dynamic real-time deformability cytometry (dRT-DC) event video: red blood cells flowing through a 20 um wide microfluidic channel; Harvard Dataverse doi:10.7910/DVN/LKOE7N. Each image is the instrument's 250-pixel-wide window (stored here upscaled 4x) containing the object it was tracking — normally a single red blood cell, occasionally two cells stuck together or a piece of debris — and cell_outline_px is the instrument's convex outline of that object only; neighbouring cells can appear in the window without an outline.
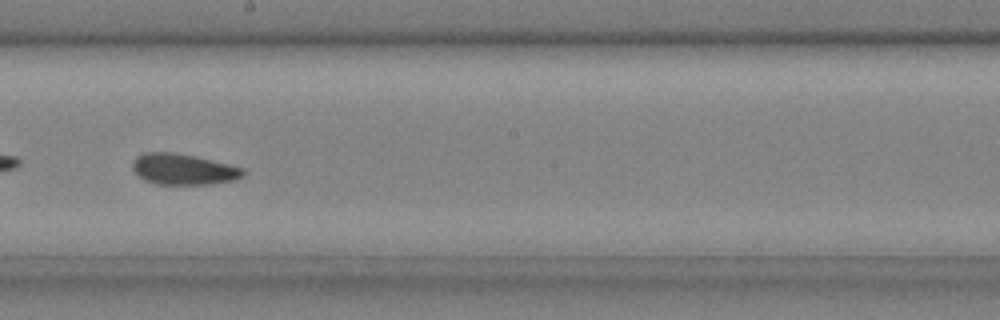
{"species": "common noctule bat (a hibernating species)", "species_latin": "Nyctalus noctula", "temperature_condition": "cold", "stored_images_in_passage": 47, "camera_frame_rate_fps": 3000, "um_per_image_px": 0.085, "animal": {"sex": "male", "body_mass_g": 20.4}, "frame": {"image": 1, "passage_image": 27, "time_ms": 8.667, "image_size_px": [1000, 320], "cell_outline_px": [[244, 176], [236, 180], [212, 184], [156, 184], [144, 180], [132, 168], [132, 160], [136, 156], [144, 152], [172, 152], [196, 156], [244, 168]], "centroid_in_image_um": [15.58, 14.38], "position_along_channel_um": 232.6, "area_um2": 20.06}, "authors_computed_cell_mechanics": {"area_um2": 19.941, "velocity_mm_per_s": 4.0195, "shape_relaxation_time_tau1_ms": null, "shape_relaxation_time_tau2_ms": 2.6259, "deformation_change_tau1": null, "deformation_change_tau2": 0.0766}}